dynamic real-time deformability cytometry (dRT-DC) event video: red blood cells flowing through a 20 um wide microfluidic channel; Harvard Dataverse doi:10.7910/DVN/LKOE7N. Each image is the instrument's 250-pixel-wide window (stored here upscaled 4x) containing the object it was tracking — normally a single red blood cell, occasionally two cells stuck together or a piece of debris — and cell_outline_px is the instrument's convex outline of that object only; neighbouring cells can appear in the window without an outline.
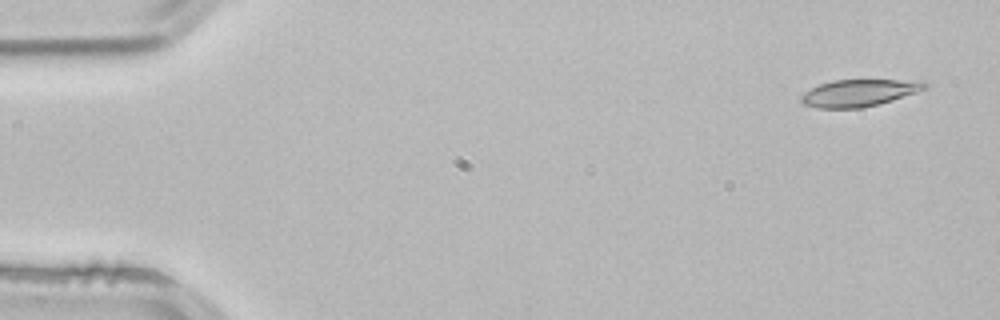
{"species": "common noctule bat (a hibernating species)", "species_latin": "Nyctalus noctula", "temperature_condition": "room temperature", "stored_images_in_passage": 3, "camera_frame_rate_fps": 3000, "um_per_image_px": 0.085, "animal": {"sex": "male", "body_mass_g": 21.5, "forearm_length_mm": 52.0}, "frame": {"image": 1, "passage_image": 1, "time_ms": 0.0, "image_size_px": [1000, 320], "cell_outline_px": [[928, 88], [880, 104], [860, 108], [816, 108], [804, 104], [800, 100], [800, 96], [804, 92], [820, 84], [832, 80], [924, 80], [928, 84]], "centroid_in_image_um": [73.03, 7.89], "position_along_channel_um": 12.0, "area_um2": 19.54}}
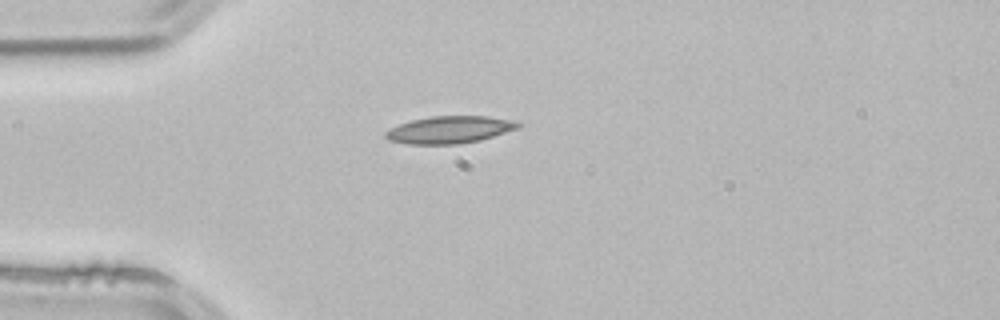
{"frame": {"image": 2, "passage_image": 3, "time_ms": 0.667, "image_size_px": [1000, 320], "cell_outline_px": [[520, 124], [516, 128], [480, 140], [460, 144], [408, 144], [388, 140], [384, 136], [384, 132], [400, 124], [412, 120], [432, 116], [488, 116], [512, 120]], "centroid_in_image_um": [38.16, 11.03], "position_along_channel_um": 46.8, "area_um2": 20.75}}